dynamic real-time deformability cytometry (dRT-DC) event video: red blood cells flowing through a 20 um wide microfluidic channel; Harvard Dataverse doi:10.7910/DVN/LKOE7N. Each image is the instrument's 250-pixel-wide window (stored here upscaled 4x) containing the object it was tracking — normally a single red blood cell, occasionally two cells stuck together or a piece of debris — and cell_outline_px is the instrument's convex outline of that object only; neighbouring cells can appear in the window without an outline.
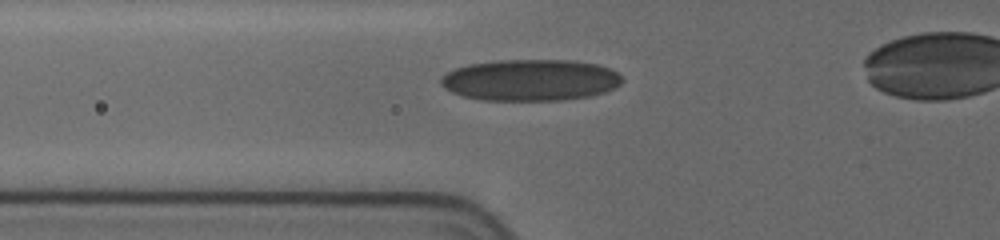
{"species": "human", "species_latin": "Homo sapiens", "temperature_condition": "cold", "stored_images_in_passage": 7, "camera_frame_rate_fps": 3000, "um_per_image_px": 0.085, "donor": {"sex": "female"}, "frame": {"image": 1, "passage_image": 3, "time_ms": 1.667, "image_size_px": [1000, 240], "cell_outline_px": [[624, 80], [620, 84], [604, 92], [588, 96], [560, 100], [484, 100], [464, 96], [452, 92], [444, 88], [440, 84], [440, 76], [456, 68], [468, 64], [496, 60], [572, 60], [596, 64], [608, 68], [616, 72]], "centroid_in_image_um": [45.05, 6.8], "position_along_channel_um": 80.8, "area_um2": 43.7}}
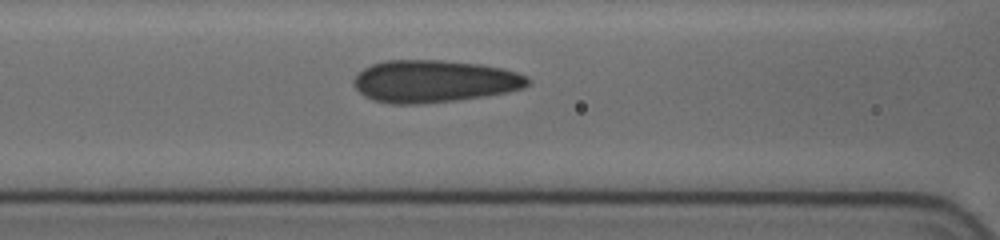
{"frame": {"image": 2, "passage_image": 5, "time_ms": 3.0, "image_size_px": [1000, 240], "cell_outline_px": [[528, 84], [524, 88], [508, 92], [484, 96], [456, 100], [424, 104], [392, 104], [372, 100], [364, 96], [352, 84], [352, 80], [364, 68], [372, 64], [384, 60], [444, 60], [480, 64], [504, 68], [516, 72], [524, 76], [528, 80]], "centroid_in_image_um": [36.87, 6.91], "position_along_channel_um": 129.7, "area_um2": 43.06}}
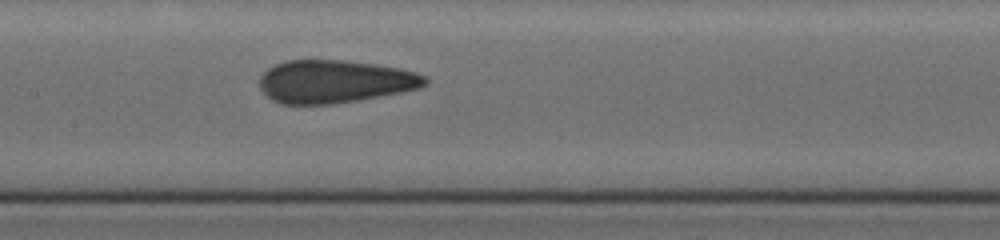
{"frame": {"image": 3, "passage_image": 7, "time_ms": 4.333, "image_size_px": [1000, 240], "cell_outline_px": [[428, 84], [420, 88], [400, 92], [356, 100], [332, 104], [280, 104], [272, 100], [260, 88], [260, 76], [268, 68], [276, 64], [288, 60], [344, 60], [400, 68], [416, 72], [428, 76]], "centroid_in_image_um": [28.46, 6.92], "position_along_channel_um": 178.9, "area_um2": 41.27}}